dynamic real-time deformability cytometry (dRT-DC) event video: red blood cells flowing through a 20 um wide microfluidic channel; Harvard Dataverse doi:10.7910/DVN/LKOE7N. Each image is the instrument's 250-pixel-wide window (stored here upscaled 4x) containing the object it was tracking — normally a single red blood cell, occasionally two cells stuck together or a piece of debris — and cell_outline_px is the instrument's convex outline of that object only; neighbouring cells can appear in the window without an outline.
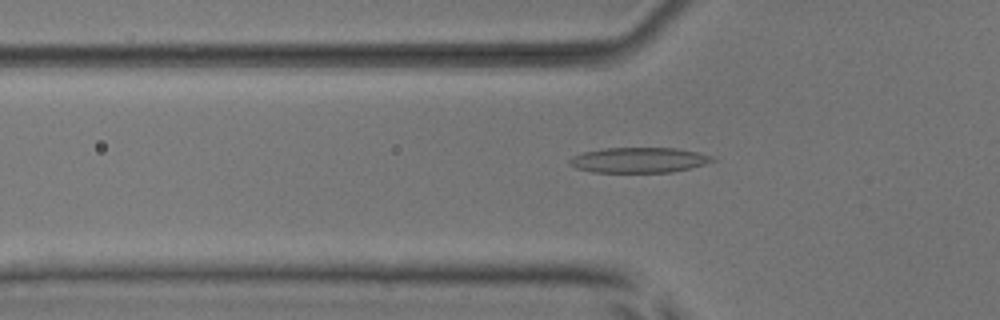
{"species": "common noctule bat (a hibernating species)", "species_latin": "Nyctalus noctula", "temperature_condition": "room temperature", "stored_images_in_passage": 48, "camera_frame_rate_fps": 3000, "um_per_image_px": 0.085, "animal": {"sex": "male", "body_mass_g": 17.9, "forearm_length_mm": 54.2}, "frame": {"image": 1, "passage_image": 18, "time_ms": 5.667, "image_size_px": [1000, 320], "cell_outline_px": [[716, 160], [704, 164], [672, 172], [592, 172], [576, 168], [568, 164], [568, 160], [572, 156], [584, 152], [604, 148], [676, 148], [696, 152], [712, 156]], "centroid_in_image_um": [54.26, 13.6], "position_along_channel_um": 71.5, "area_um2": 20.92}}
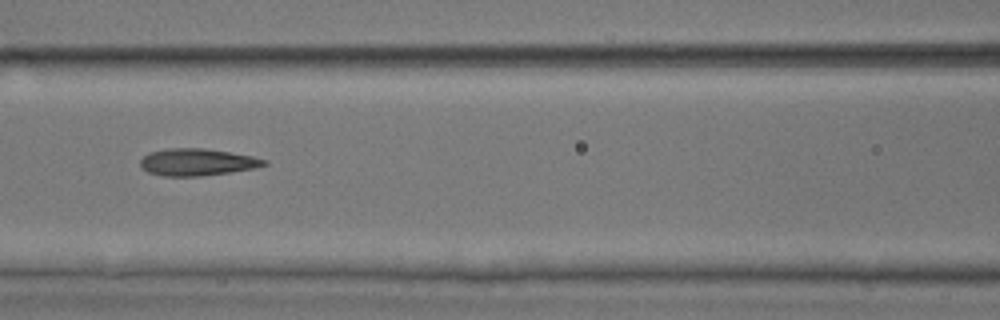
{"frame": {"image": 2, "passage_image": 24, "time_ms": 7.667, "image_size_px": [1000, 320], "cell_outline_px": [[268, 164], [252, 168], [228, 172], [200, 176], [164, 176], [148, 172], [140, 168], [140, 160], [148, 152], [168, 148], [204, 148], [252, 156], [268, 160]], "centroid_in_image_um": [16.71, 13.77], "position_along_channel_um": 149.9, "area_um2": 19.42}}
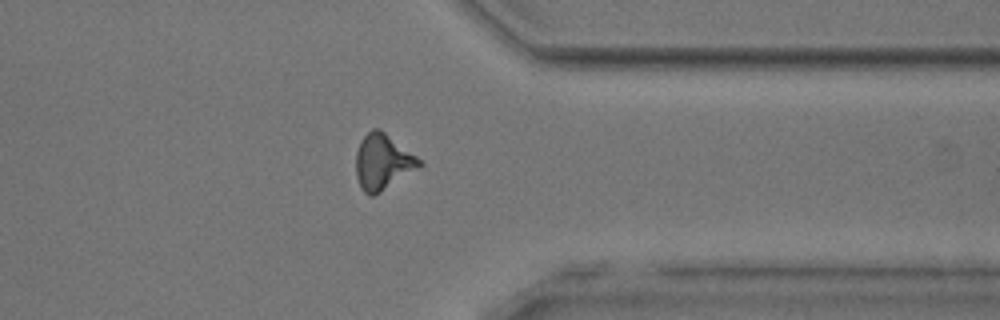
{"frame": {"image": 3, "passage_image": 42, "time_ms": 13.667, "image_size_px": [1000, 320], "cell_outline_px": [[424, 164], [420, 168], [380, 192], [372, 196], [368, 196], [364, 192], [356, 176], [356, 152], [360, 140], [372, 128], [380, 128], [416, 156]], "centroid_in_image_um": [32.53, 13.76], "position_along_channel_um": 378.9, "area_um2": 20.52}}